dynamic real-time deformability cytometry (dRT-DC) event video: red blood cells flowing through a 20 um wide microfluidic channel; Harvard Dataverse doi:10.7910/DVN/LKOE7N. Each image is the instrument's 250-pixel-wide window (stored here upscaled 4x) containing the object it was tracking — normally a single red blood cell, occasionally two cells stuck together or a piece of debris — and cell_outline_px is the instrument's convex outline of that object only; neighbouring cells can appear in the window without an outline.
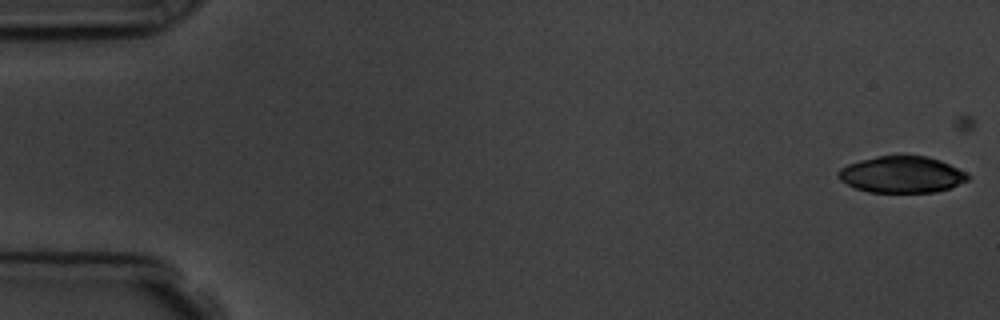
{"species": "common noctule bat (a hibernating species)", "species_latin": "Nyctalus noctula", "temperature_condition": "room temperature", "stored_images_in_passage": 6, "camera_frame_rate_fps": 3000, "um_per_image_px": 0.085, "animal": {"sex": "male", "body_mass_g": 19.5, "forearm_length_mm": 54.6}, "frame": {"image": 1, "passage_image": 1, "time_ms": 0.0, "image_size_px": [1000, 320], "cell_outline_px": [[972, 176], [968, 180], [948, 188], [936, 192], [868, 192], [856, 188], [840, 180], [836, 176], [836, 172], [840, 168], [848, 164], [860, 160], [876, 156], [896, 152], [928, 156], [940, 160]], "centroid_in_image_um": [76.61, 14.79], "position_along_channel_um": 8.4, "area_um2": 28.21}}